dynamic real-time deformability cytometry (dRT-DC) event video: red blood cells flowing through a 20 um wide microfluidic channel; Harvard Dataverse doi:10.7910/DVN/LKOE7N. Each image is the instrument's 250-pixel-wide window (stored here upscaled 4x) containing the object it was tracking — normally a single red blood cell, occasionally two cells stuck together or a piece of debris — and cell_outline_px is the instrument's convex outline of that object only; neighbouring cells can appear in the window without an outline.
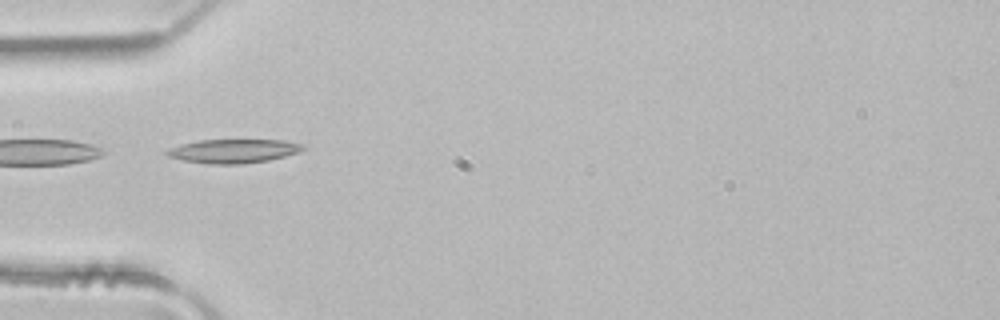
{"species": "common noctule bat (a hibernating species)", "species_latin": "Nyctalus noctula", "temperature_condition": "room temperature", "stored_images_in_passage": 5, "segment_of_instrument_passage": [2, 2], "camera_frame_rate_fps": 3000, "um_per_image_px": 0.085, "animal": {"sex": "male", "body_mass_g": 21.5, "forearm_length_mm": 52.0}, "frame": {"image": 1, "passage_image": 4, "time_ms": 1.0, "image_size_px": [1000, 320], "cell_outline_px": [[304, 148], [296, 152], [284, 156], [268, 160], [240, 164], [212, 164], [184, 160], [168, 156], [164, 152], [168, 148], [180, 144], [200, 140], [284, 140], [304, 144]], "centroid_in_image_um": [19.81, 12.83], "position_along_channel_um": 65.2, "area_um2": 18.73}}
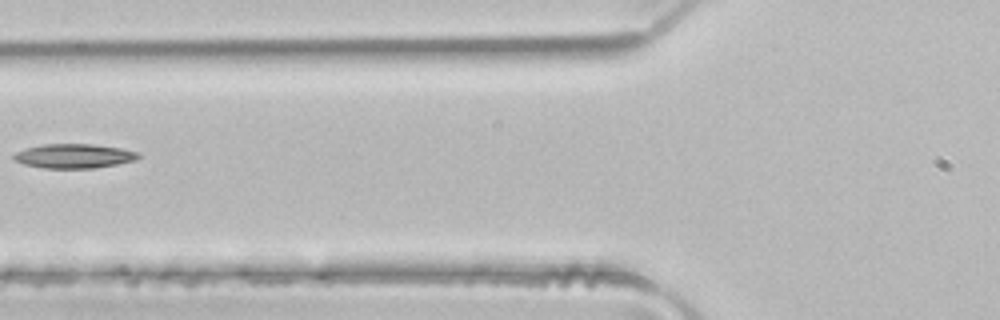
{"frame": {"image": 2, "passage_image": 5, "time_ms": 1.333, "image_size_px": [1000, 320], "cell_outline_px": [[140, 156], [136, 160], [116, 164], [92, 168], [44, 168], [24, 164], [16, 160], [12, 156], [16, 152], [28, 148], [44, 144], [92, 144], [120, 148], [140, 152]], "centroid_in_image_um": [6.32, 13.26], "position_along_channel_um": 119.5, "area_um2": 17.46}}